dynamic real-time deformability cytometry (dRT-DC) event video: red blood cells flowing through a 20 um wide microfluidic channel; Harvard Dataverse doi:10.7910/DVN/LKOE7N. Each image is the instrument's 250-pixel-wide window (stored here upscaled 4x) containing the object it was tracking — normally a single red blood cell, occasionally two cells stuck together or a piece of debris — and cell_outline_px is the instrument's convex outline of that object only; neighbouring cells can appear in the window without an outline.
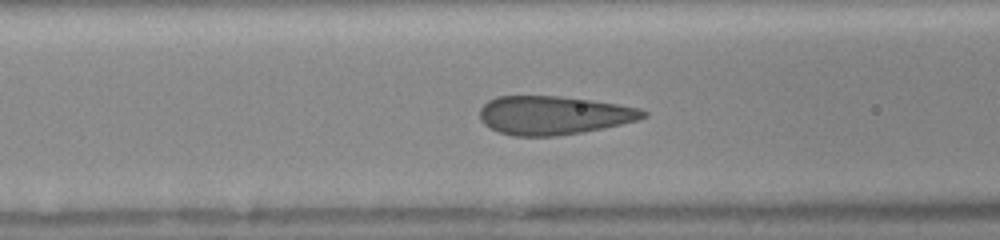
{"species": "human", "species_latin": "Homo sapiens", "temperature_condition": "room temperature", "stored_images_in_passage": 39, "camera_frame_rate_fps": 3000, "um_per_image_px": 0.085, "donor": {"sex": "female"}, "frame": {"image": 1, "passage_image": 18, "time_ms": 5.667, "image_size_px": [1000, 240], "cell_outline_px": [[648, 116], [636, 120], [604, 128], [584, 132], [556, 136], [512, 136], [500, 132], [484, 124], [480, 120], [480, 108], [488, 100], [496, 96], [560, 96], [592, 100], [640, 108], [648, 112]], "centroid_in_image_um": [47.05, 9.79], "position_along_channel_um": 119.5, "area_um2": 36.82}}
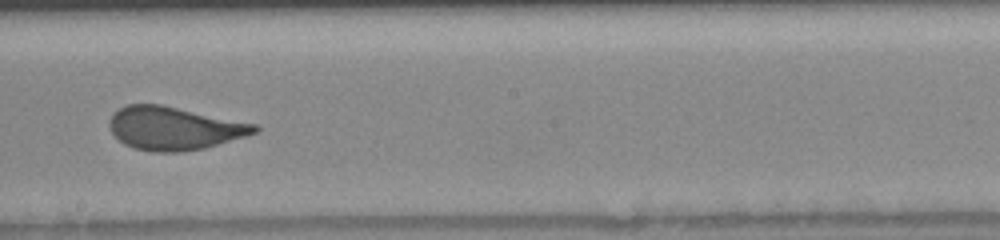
{"frame": {"image": 2, "passage_image": 26, "time_ms": 8.333, "image_size_px": [1000, 240], "cell_outline_px": [[260, 128], [256, 132], [244, 136], [204, 148], [180, 152], [152, 152], [132, 148], [124, 144], [112, 132], [108, 124], [112, 116], [120, 108], [128, 104], [160, 104], [256, 124]], "centroid_in_image_um": [14.77, 10.91], "position_along_channel_um": 233.4, "area_um2": 36.13}}
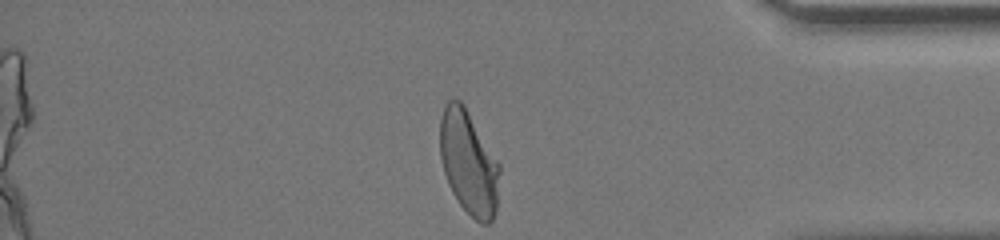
{"frame": {"image": 3, "passage_image": 39, "time_ms": 12.667, "image_size_px": [1000, 240], "cell_outline_px": [[500, 172], [496, 208], [492, 220], [488, 224], [484, 224], [476, 220], [460, 204], [452, 192], [448, 184], [444, 172], [440, 156], [440, 120], [444, 108], [448, 100], [460, 100], [464, 104], [500, 164]], "centroid_in_image_um": [39.84, 13.82], "position_along_channel_um": 395.4, "area_um2": 35.89}}